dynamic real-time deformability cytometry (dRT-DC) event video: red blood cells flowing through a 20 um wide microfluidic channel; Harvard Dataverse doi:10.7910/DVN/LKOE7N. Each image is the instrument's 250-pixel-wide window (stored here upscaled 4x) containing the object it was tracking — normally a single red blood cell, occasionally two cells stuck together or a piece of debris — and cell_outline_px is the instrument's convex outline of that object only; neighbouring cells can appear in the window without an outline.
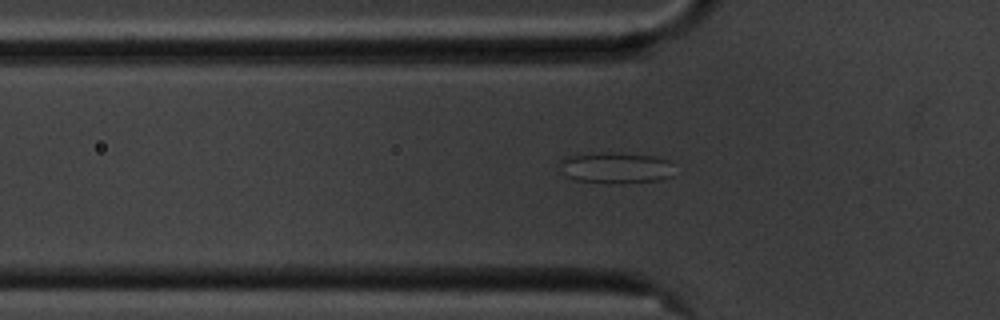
{"species": "common noctule bat (a hibernating species)", "species_latin": "Nyctalus noctula", "temperature_condition": "cold", "stored_images_in_passage": 50, "camera_frame_rate_fps": 3000, "um_per_image_px": 0.085, "animal": {"sex": "male", "body_mass_g": 20.1, "forearm_length_mm": 53.5}, "frame": {"image": 1, "passage_image": 18, "time_ms": 5.667, "image_size_px": [1000, 320], "cell_outline_px": [[672, 176], [660, 180], [624, 184], [620, 184], [576, 180], [568, 176], [560, 160], [568, 156], [592, 152], [612, 152], [652, 156], [668, 160]], "centroid_in_image_um": [52.36, 14.26], "position_along_channel_um": 73.4, "area_um2": 20.52}}
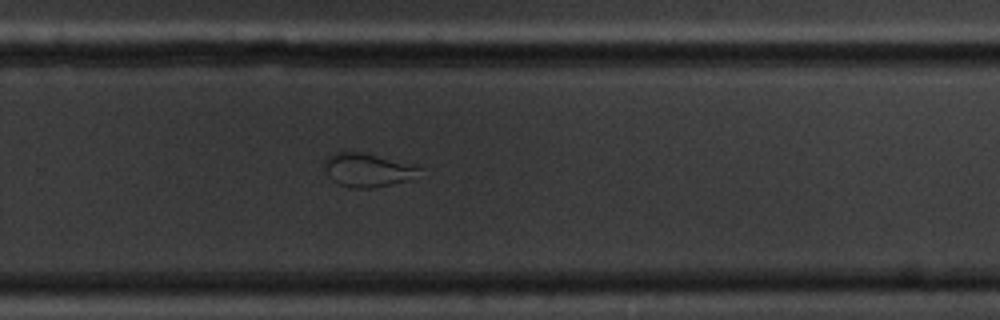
{"frame": {"image": 2, "passage_image": 37, "time_ms": 12.0, "image_size_px": [1000, 320], "cell_outline_px": [[424, 168], [408, 180], [372, 188], [348, 188], [332, 180], [328, 176], [324, 168], [324, 160], [328, 156], [344, 148]], "centroid_in_image_um": [31.13, 14.43], "position_along_channel_um": 298.7, "area_um2": 18.5}}
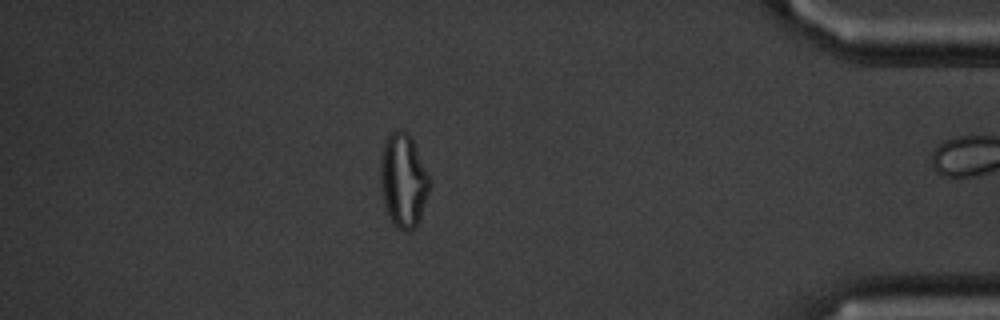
{"frame": {"image": 3, "passage_image": 49, "time_ms": 16.0, "image_size_px": [1000, 320], "cell_outline_px": [[432, 184], [420, 216], [416, 224], [408, 232], [404, 232], [392, 220], [384, 204], [380, 188], [380, 164], [384, 140], [392, 132], [408, 132], [412, 140]], "centroid_in_image_um": [34.27, 15.34], "position_along_channel_um": 400.9, "area_um2": 26.24}, "authors_computed_cell_mechanics": {"area_um2": 24.1315, "velocity_mm_per_s": 3.55, "shape_relaxation_time_tau1_ms": null, "shape_relaxation_time_tau2_ms": 1.6437, "deformation_change_tau1": null, "deformation_change_tau2": 0.0864}}